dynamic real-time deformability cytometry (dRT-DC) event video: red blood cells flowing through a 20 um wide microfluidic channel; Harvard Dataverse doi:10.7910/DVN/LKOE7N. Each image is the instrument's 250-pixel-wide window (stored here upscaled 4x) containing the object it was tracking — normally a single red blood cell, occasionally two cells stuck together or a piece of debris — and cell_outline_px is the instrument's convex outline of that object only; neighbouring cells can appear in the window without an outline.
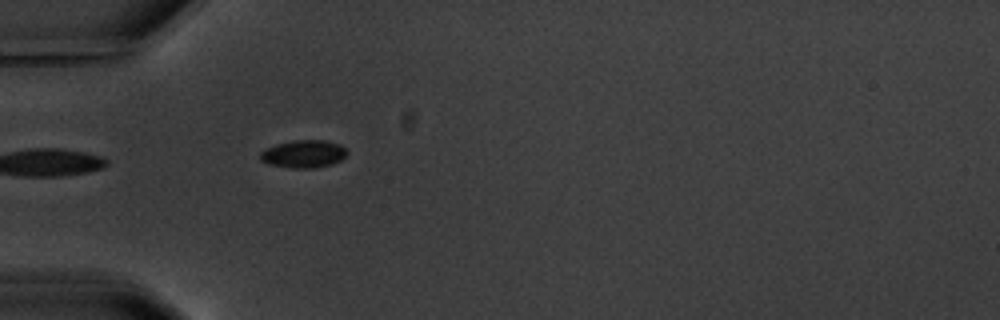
{"species": "common noctule bat (a hibernating species)", "species_latin": "Nyctalus noctula", "temperature_condition": "warm", "stored_images_in_passage": 6, "camera_frame_rate_fps": 3000, "um_per_image_px": 0.085, "animal": {"sex": "male", "body_mass_g": 20.1, "forearm_length_mm": 53.5}, "frame": {"image": 1, "passage_image": 6, "time_ms": 6.0, "image_size_px": [1000, 320], "cell_outline_px": [[348, 152], [340, 160], [332, 164], [312, 168], [292, 168], [268, 164], [260, 160], [260, 152], [276, 144], [292, 140], [324, 140], [340, 144]], "centroid_in_image_um": [25.79, 13.08], "position_along_channel_um": 59.2, "area_um2": 13.93}}